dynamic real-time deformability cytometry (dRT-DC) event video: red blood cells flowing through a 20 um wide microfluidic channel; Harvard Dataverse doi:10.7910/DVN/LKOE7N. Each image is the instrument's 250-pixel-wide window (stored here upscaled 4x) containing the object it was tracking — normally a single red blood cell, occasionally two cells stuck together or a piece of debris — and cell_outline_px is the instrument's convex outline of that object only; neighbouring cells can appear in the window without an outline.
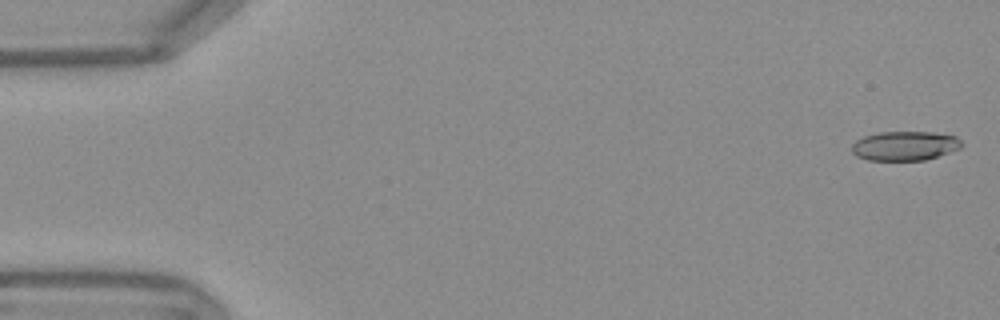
{"species": "Egyptian fruit bat (a non-hibernating species)", "species_latin": "Rousettus aegyptiacus", "temperature_condition": "warm", "stored_images_in_passage": 10, "camera_frame_rate_fps": 3000, "um_per_image_px": 0.085, "frame": {"image": 1, "passage_image": 1, "time_ms": 0.0, "image_size_px": [1000, 320], "cell_outline_px": [[964, 144], [960, 148], [924, 160], [868, 160], [856, 156], [852, 152], [852, 144], [856, 140], [864, 136], [880, 132], [932, 132], [956, 136]], "centroid_in_image_um": [76.89, 12.39], "position_along_channel_um": 8.1, "area_um2": 18.67}}